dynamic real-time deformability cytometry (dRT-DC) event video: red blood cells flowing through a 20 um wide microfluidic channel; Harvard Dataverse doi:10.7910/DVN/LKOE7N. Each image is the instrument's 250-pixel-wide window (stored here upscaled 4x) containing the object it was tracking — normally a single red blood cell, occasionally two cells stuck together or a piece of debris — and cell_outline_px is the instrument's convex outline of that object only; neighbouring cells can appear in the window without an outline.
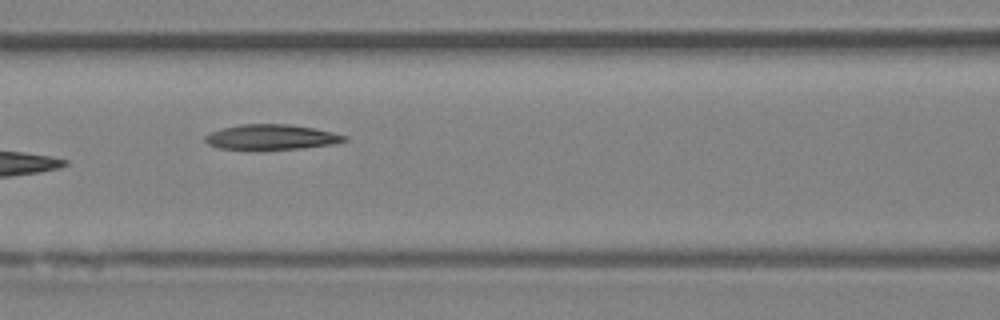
{"species": "Egyptian fruit bat (a non-hibernating species)", "species_latin": "Rousettus aegyptiacus", "temperature_condition": "room temperature", "stored_images_in_passage": 9, "camera_frame_rate_fps": 3000, "um_per_image_px": 0.085, "animal": {"sex": "female"}, "frame": {"image": 1, "passage_image": 6, "time_ms": 6.333, "image_size_px": [1000, 320], "cell_outline_px": [[348, 140], [332, 144], [300, 148], [260, 152], [252, 152], [220, 148], [208, 144], [204, 140], [204, 136], [212, 132], [224, 128], [240, 124], [288, 124], [312, 128], [332, 132], [348, 136]], "centroid_in_image_um": [23.02, 11.69], "position_along_channel_um": 143.6, "area_um2": 21.04}}
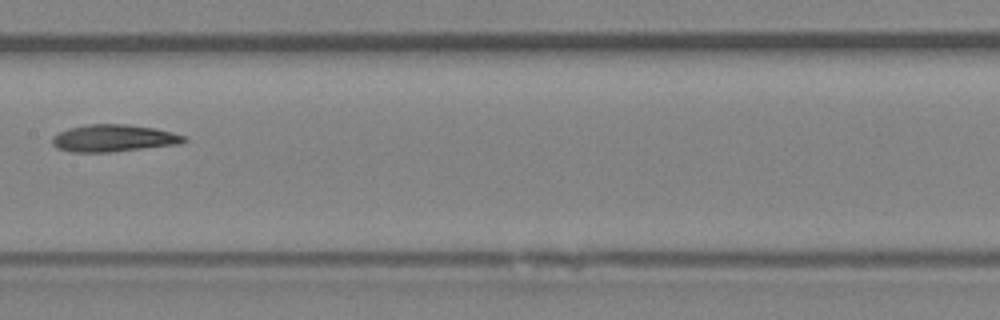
{"frame": {"image": 2, "passage_image": 7, "time_ms": 7.667, "image_size_px": [1000, 320], "cell_outline_px": [[188, 140], [180, 144], [112, 152], [72, 152], [56, 148], [52, 144], [52, 136], [68, 128], [88, 124], [124, 124], [152, 128], [172, 132], [184, 136]], "centroid_in_image_um": [9.63, 11.75], "position_along_channel_um": 197.8, "area_um2": 20.81}}